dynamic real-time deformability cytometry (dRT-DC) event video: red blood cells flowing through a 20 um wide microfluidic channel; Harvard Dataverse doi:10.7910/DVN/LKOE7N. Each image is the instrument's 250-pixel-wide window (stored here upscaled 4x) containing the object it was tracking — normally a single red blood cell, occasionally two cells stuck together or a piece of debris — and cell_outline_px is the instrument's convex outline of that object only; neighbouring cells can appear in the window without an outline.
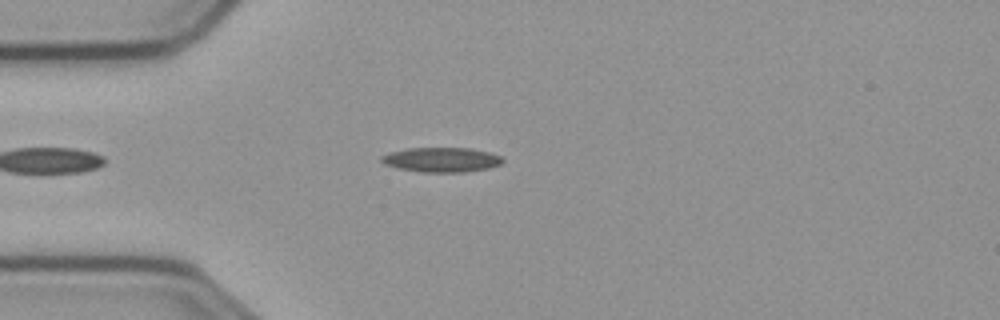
{"species": "common noctule bat (a hibernating species)", "species_latin": "Nyctalus noctula", "temperature_condition": "cold", "stored_images_in_passage": 42, "camera_frame_rate_fps": 3000, "um_per_image_px": 0.085, "animal": {"sex": "male", "body_mass_g": 23.1, "forearm_length_mm": 52.7}, "frame": {"image": 1, "passage_image": 7, "time_ms": 2.0, "image_size_px": [1000, 320], "cell_outline_px": [[504, 160], [500, 164], [488, 168], [464, 172], [424, 172], [400, 168], [384, 164], [380, 160], [380, 156], [388, 152], [408, 148], [468, 148], [488, 152], [500, 156]], "centroid_in_image_um": [37.49, 13.57], "position_along_channel_um": 47.5, "area_um2": 17.28}}
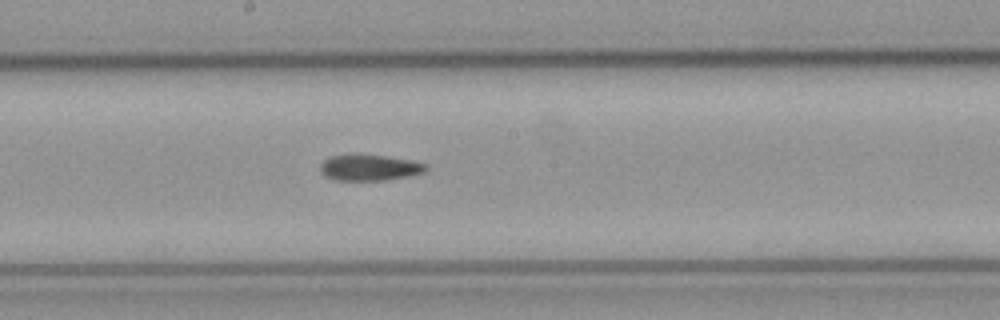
{"frame": {"image": 2, "passage_image": 22, "time_ms": 7.0, "image_size_px": [1000, 320], "cell_outline_px": [[428, 168], [424, 172], [408, 176], [388, 180], [336, 180], [324, 176], [320, 172], [320, 164], [324, 160], [332, 156], [352, 152], [356, 152], [384, 156], [408, 160], [424, 164]], "centroid_in_image_um": [31.33, 14.22], "position_along_channel_um": 216.9, "area_um2": 16.3}}
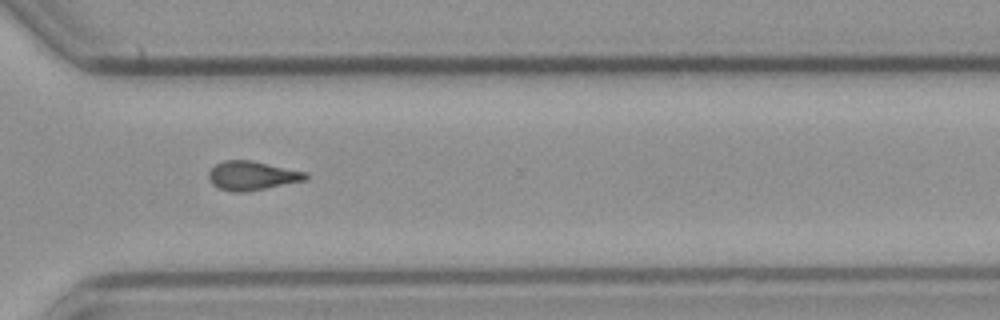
{"frame": {"image": 3, "passage_image": 33, "time_ms": 10.667, "image_size_px": [1000, 320], "cell_outline_px": [[308, 176], [304, 180], [248, 192], [232, 192], [220, 188], [212, 184], [208, 180], [208, 172], [216, 164], [224, 160], [252, 160], [304, 172]], "centroid_in_image_um": [21.36, 14.93], "position_along_channel_um": 349.2, "area_um2": 16.24}}